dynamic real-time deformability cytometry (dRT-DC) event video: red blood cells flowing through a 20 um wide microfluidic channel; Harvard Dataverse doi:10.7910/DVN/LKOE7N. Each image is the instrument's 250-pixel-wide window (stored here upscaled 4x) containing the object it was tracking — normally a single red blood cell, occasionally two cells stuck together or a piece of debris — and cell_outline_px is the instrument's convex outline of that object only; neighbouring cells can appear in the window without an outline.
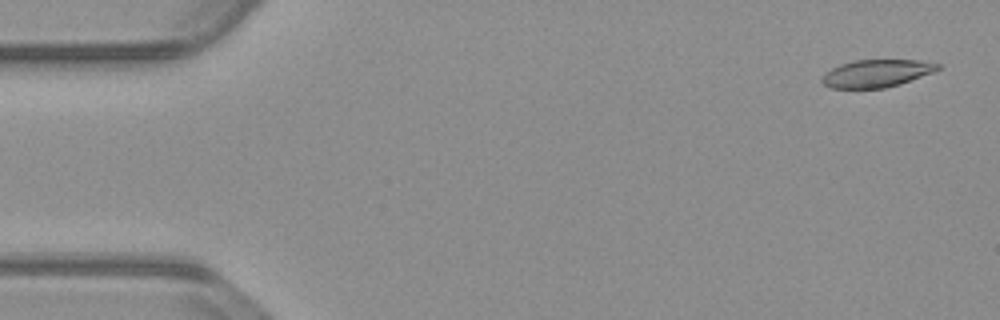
{"species": "common noctule bat (a hibernating species)", "species_latin": "Nyctalus noctula", "temperature_condition": "warm", "stored_images_in_passage": 54, "camera_frame_rate_fps": 3000, "um_per_image_px": 0.085, "animal": {"sex": "male", "body_mass_g": 23.1, "forearm_length_mm": 52.7}, "frame": {"image": 1, "passage_image": 2, "time_ms": 0.333, "image_size_px": [1000, 320], "cell_outline_px": [[940, 68], [932, 72], [900, 84], [884, 88], [832, 88], [824, 84], [820, 80], [824, 72], [840, 64], [856, 60], [920, 60], [940, 64]], "centroid_in_image_um": [74.47, 6.23], "position_along_channel_um": 10.5, "area_um2": 18.5}}
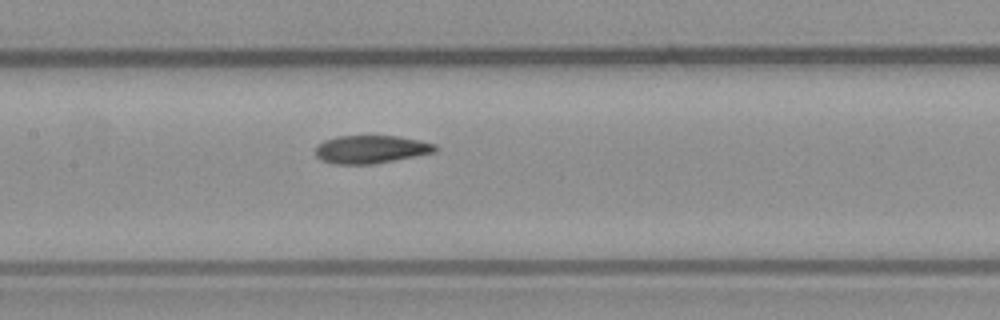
{"frame": {"image": 2, "passage_image": 25, "time_ms": 8.0, "image_size_px": [1000, 320], "cell_outline_px": [[440, 148], [436, 152], [376, 164], [332, 164], [320, 160], [316, 156], [316, 144], [324, 140], [336, 136], [396, 136], [420, 140], [436, 144]], "centroid_in_image_um": [31.54, 12.7], "position_along_channel_um": 175.9, "area_um2": 19.88}}
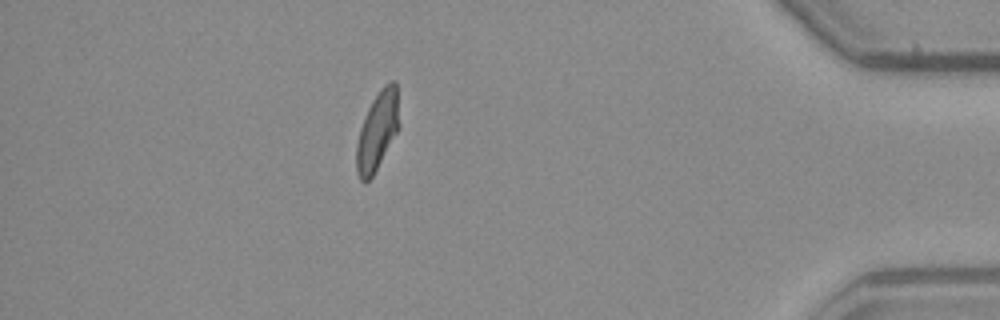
{"frame": {"image": 3, "passage_image": 47, "time_ms": 15.333, "image_size_px": [1000, 320], "cell_outline_px": [[400, 128], [372, 176], [364, 184], [360, 180], [356, 172], [356, 144], [360, 128], [368, 108], [372, 100], [384, 84], [392, 80], [396, 80], [400, 124]], "centroid_in_image_um": [32.09, 11.11], "position_along_channel_um": 403.1, "area_um2": 19.77}, "authors_computed_cell_mechanics": {"area_um2": 20.2011, "velocity_mm_per_s": 3.8034, "shape_relaxation_time_tau1_ms": null, "shape_relaxation_time_tau2_ms": 2.4655, "deformation_change_tau1": null, "deformation_change_tau2": 0.0878}}